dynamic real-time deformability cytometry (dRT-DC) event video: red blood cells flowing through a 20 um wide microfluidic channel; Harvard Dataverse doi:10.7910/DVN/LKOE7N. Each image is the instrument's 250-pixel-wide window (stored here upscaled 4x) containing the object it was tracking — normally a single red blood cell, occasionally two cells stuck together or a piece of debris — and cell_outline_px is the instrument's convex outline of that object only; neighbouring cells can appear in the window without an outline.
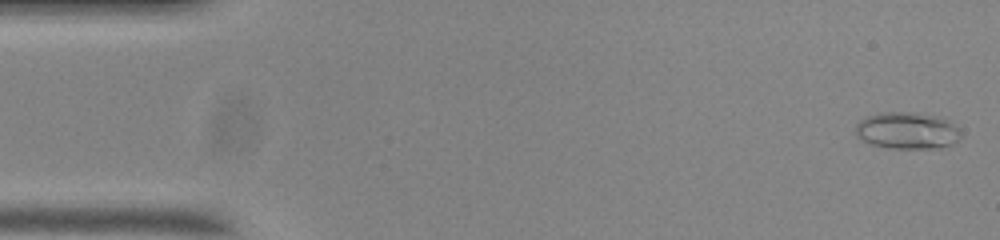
{"species": "common noctule bat (a hibernating species)", "species_latin": "Nyctalus noctula", "temperature_condition": "room temperature", "stored_images_in_passage": 55, "camera_frame_rate_fps": 3000, "um_per_image_px": 0.085, "animal": {"sex": "male", "body_mass_g": 20.0, "forearm_length_mm": 53.3}, "frame": {"image": 1, "passage_image": 2, "time_ms": 0.333, "image_size_px": [1000, 240], "cell_outline_px": [[960, 136], [952, 144], [940, 148], [888, 148], [872, 144], [856, 136], [856, 124], [864, 116], [880, 112], [912, 112], [940, 116], [948, 120], [960, 128]], "centroid_in_image_um": [77.11, 11.08], "position_along_channel_um": 7.9, "area_um2": 22.77}}
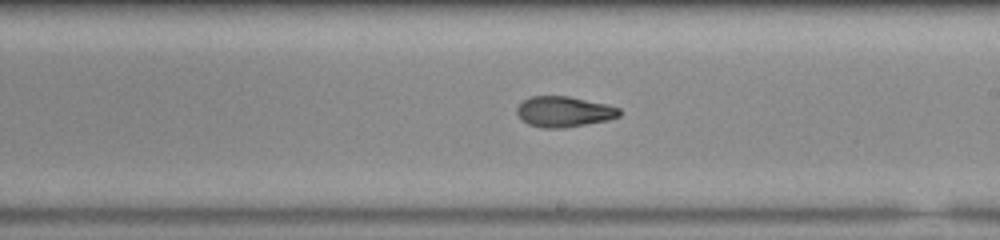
{"frame": {"image": 2, "passage_image": 31, "time_ms": 10.0, "image_size_px": [1000, 240], "cell_outline_px": [[620, 116], [608, 120], [564, 128], [544, 128], [528, 124], [520, 120], [516, 112], [516, 108], [524, 100], [532, 96], [568, 96], [608, 104], [620, 108]], "centroid_in_image_um": [47.93, 9.49], "position_along_channel_um": 241.1, "area_um2": 18.38}}
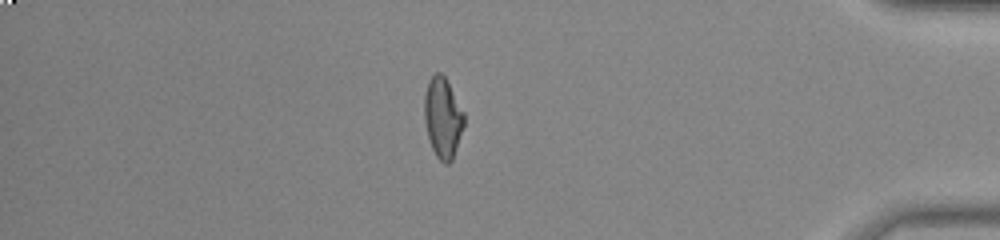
{"frame": {"image": 3, "passage_image": 47, "time_ms": 15.333, "image_size_px": [1000, 240], "cell_outline_px": [[464, 124], [452, 160], [448, 164], [444, 164], [436, 156], [432, 148], [428, 136], [424, 120], [424, 96], [428, 80], [436, 72], [440, 72], [444, 76], [464, 112]], "centroid_in_image_um": [37.62, 10.0], "position_along_channel_um": 397.6, "area_um2": 18.44}, "authors_computed_cell_mechanics": {"area_um2": 18.8428, "velocity_mm_per_s": 3.7157, "shape_relaxation_time_tau1_ms": null, "shape_relaxation_time_tau2_ms": 2.9555, "deformation_change_tau1": null, "deformation_change_tau2": 0.0931}}